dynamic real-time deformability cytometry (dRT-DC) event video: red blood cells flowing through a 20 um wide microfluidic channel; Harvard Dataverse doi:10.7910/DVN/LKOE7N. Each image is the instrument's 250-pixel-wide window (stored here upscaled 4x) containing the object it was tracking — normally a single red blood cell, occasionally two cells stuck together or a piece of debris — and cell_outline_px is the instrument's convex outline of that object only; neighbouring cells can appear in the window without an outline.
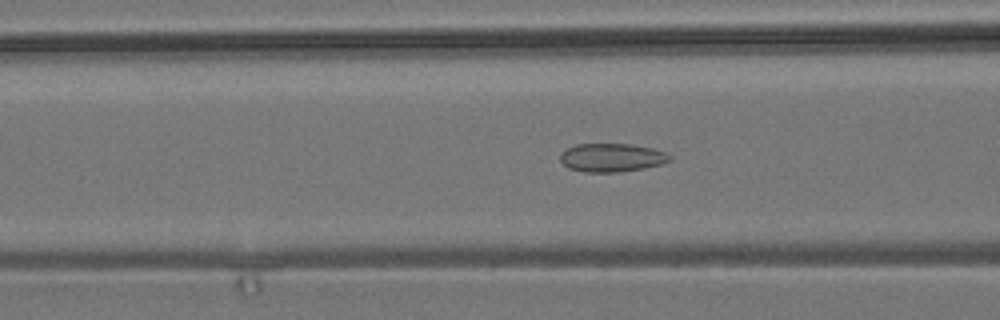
{"species": "common noctule bat (a hibernating species)", "species_latin": "Nyctalus noctula", "temperature_condition": "room temperature", "stored_images_in_passage": 54, "camera_frame_rate_fps": 3000, "um_per_image_px": 0.085, "animal": {"sex": "male", "body_mass_g": 19.2, "forearm_length_mm": 51.8}, "frame": {"image": 1, "passage_image": 21, "time_ms": 6.667, "image_size_px": [1000, 320], "cell_outline_px": [[672, 160], [660, 164], [644, 168], [620, 172], [584, 172], [568, 168], [560, 160], [560, 152], [576, 144], [632, 144], [652, 148], [664, 152], [672, 156]], "centroid_in_image_um": [51.99, 13.4], "position_along_channel_um": 114.6, "area_um2": 18.21}}
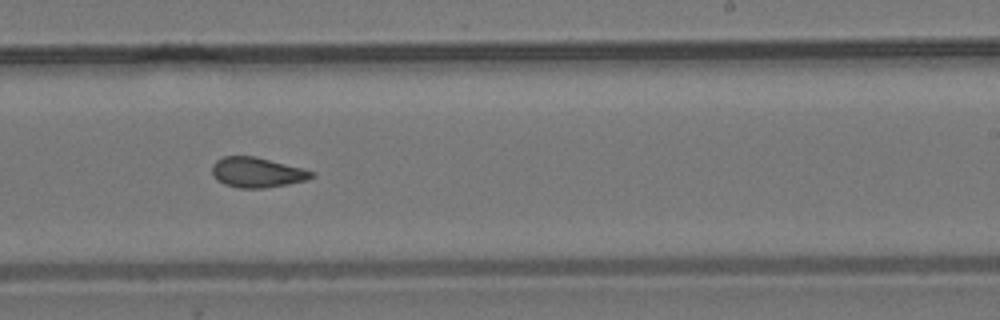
{"frame": {"image": 2, "passage_image": 33, "time_ms": 10.667, "image_size_px": [1000, 320], "cell_outline_px": [[316, 176], [304, 180], [288, 184], [264, 188], [240, 188], [224, 184], [212, 176], [212, 164], [216, 160], [224, 156], [256, 156], [316, 172]], "centroid_in_image_um": [21.83, 14.65], "position_along_channel_um": 267.2, "area_um2": 17.46}}
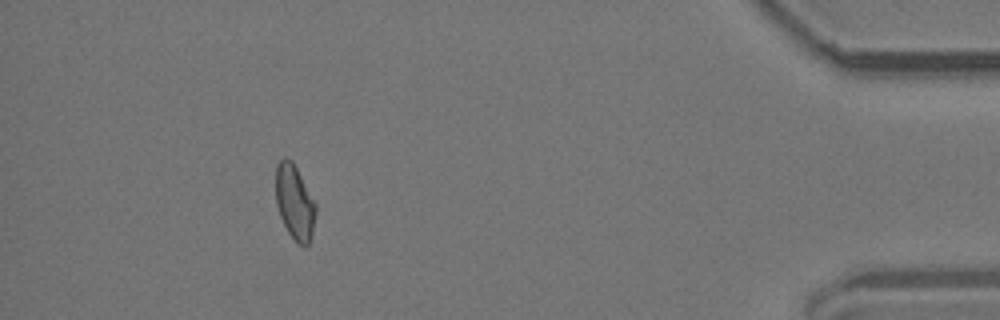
{"frame": {"image": 3, "passage_image": 49, "time_ms": 16.0, "image_size_px": [1000, 320], "cell_outline_px": [[316, 212], [312, 232], [308, 244], [304, 248], [296, 244], [288, 232], [280, 216], [276, 204], [276, 164], [284, 156], [292, 160], [316, 204]], "centroid_in_image_um": [25.04, 17.2], "position_along_channel_um": 410.2, "area_um2": 17.46}, "authors_computed_cell_mechanics": {"area_um2": 17.8891, "velocity_mm_per_s": 3.8239, "shape_relaxation_time_tau1_ms": null, "shape_relaxation_time_tau2_ms": 1.6187, "deformation_change_tau1": null, "deformation_change_tau2": 0.0847}}